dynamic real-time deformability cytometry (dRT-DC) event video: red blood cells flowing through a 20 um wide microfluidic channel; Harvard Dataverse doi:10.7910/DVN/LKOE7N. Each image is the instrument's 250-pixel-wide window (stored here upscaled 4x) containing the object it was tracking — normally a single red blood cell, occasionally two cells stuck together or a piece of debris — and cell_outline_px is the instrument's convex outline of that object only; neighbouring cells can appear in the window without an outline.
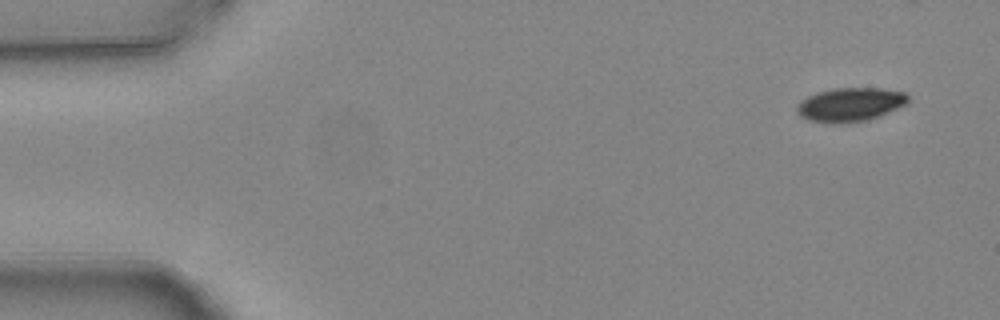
{"species": "common noctule bat (a hibernating species)", "species_latin": "Nyctalus noctula", "temperature_condition": "warm", "stored_images_in_passage": 3, "camera_frame_rate_fps": 3000, "um_per_image_px": 0.085, "animal": {"sex": "female", "body_mass_g": 24.6, "forearm_length_mm": 56.2}, "frame": {"image": 1, "passage_image": 1, "time_ms": 0.0, "image_size_px": [1000, 320], "cell_outline_px": [[908, 104], [880, 116], [868, 120], [840, 124], [832, 124], [808, 120], [800, 116], [796, 112], [796, 104], [800, 100], [816, 92], [832, 88], [880, 88], [904, 92], [908, 96]], "centroid_in_image_um": [72.24, 8.9], "position_along_channel_um": 12.8, "area_um2": 22.31}}
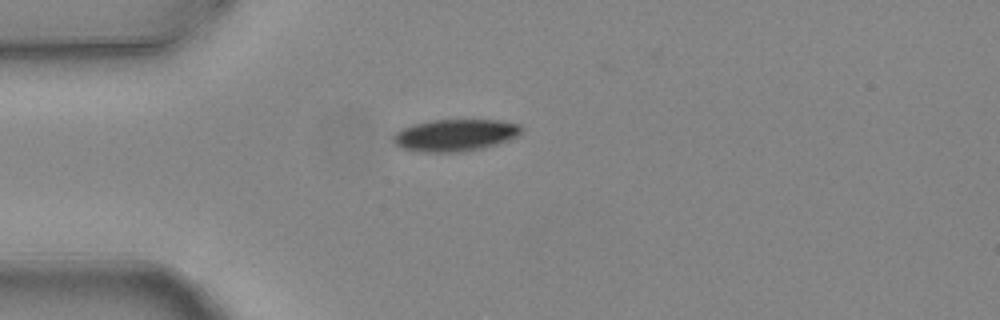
{"frame": {"image": 2, "passage_image": 3, "time_ms": 0.667, "image_size_px": [1000, 320], "cell_outline_px": [[520, 132], [516, 136], [508, 140], [484, 148], [464, 152], [420, 152], [400, 148], [392, 140], [392, 136], [400, 128], [412, 124], [432, 120], [500, 120], [520, 124]], "centroid_in_image_um": [38.63, 11.49], "position_along_channel_um": 46.4, "area_um2": 24.04}}